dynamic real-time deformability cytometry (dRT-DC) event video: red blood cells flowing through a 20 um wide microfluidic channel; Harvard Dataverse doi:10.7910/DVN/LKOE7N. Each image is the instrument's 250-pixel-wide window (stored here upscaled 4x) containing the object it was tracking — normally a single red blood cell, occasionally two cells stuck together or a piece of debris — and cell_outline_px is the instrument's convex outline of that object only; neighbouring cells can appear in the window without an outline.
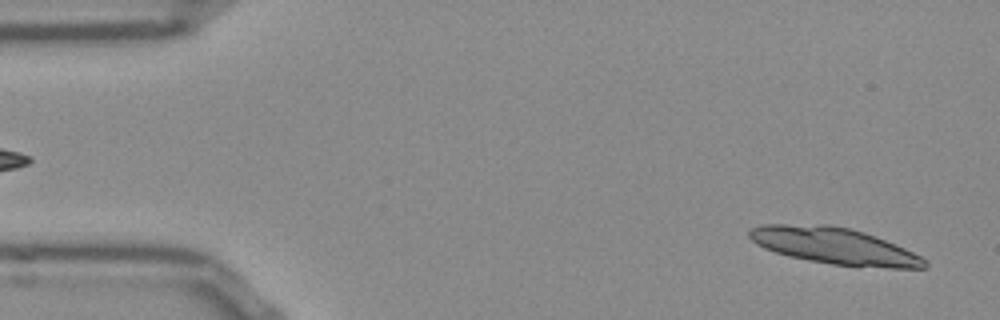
{"species": "Egyptian fruit bat (a non-hibernating species)", "species_latin": "Rousettus aegyptiacus", "temperature_condition": "room temperature", "stored_images_in_passage": 22, "camera_frame_rate_fps": 3000, "um_per_image_px": 0.085, "frame": {"image": 1, "passage_image": 3, "time_ms": 0.667, "image_size_px": [1000, 320], "cell_outline_px": [[928, 268], [888, 268], [832, 264], [808, 260], [788, 256], [764, 248], [756, 244], [748, 236], [748, 232], [752, 228], [760, 224], [832, 224], [864, 232], [904, 248], [928, 260]], "centroid_in_image_um": [70.9, 20.9], "position_along_channel_um": 14.1, "area_um2": 37.22}}
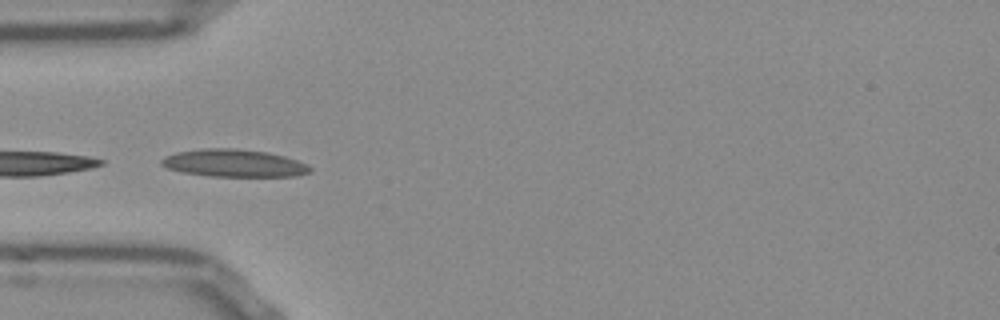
{"frame": {"image": 2, "passage_image": 16, "time_ms": 5.0, "image_size_px": [1000, 320], "cell_outline_px": [[312, 172], [296, 176], [208, 176], [184, 172], [164, 168], [160, 164], [160, 160], [164, 156], [176, 152], [208, 148], [236, 148], [268, 152], [284, 156], [308, 164], [312, 168]], "centroid_in_image_um": [19.88, 13.87], "position_along_channel_um": 65.1, "area_um2": 23.99}}